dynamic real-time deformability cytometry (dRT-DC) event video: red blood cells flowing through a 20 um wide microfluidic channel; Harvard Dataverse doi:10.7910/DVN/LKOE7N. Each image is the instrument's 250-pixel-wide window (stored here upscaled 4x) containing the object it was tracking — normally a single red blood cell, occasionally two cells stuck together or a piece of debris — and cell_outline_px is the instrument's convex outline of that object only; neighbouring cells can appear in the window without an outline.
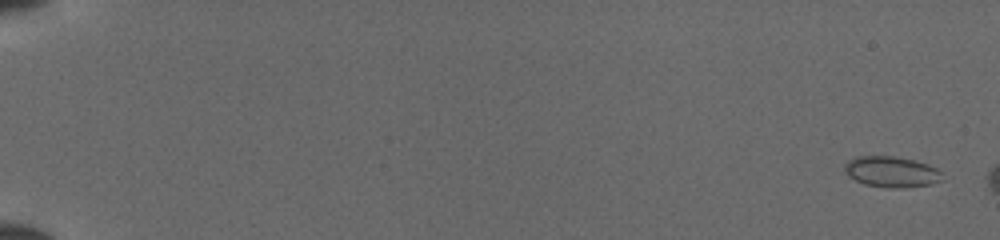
{"species": "common noctule bat (a hibernating species)", "species_latin": "Nyctalus noctula", "temperature_condition": "cold", "stored_images_in_passage": 49, "camera_frame_rate_fps": 3000, "um_per_image_px": 0.085, "animal": {"sex": "female", "body_mass_g": 19.5, "forearm_length_mm": 54.1}, "frame": {"image": 1, "passage_image": 2, "time_ms": 0.333, "image_size_px": [1000, 240], "cell_outline_px": [[944, 180], [932, 184], [864, 184], [848, 176], [844, 168], [844, 164], [848, 160], [856, 156], [896, 156], [916, 160], [928, 164], [936, 168], [940, 172]], "centroid_in_image_um": [75.75, 14.52], "position_along_channel_um": 9.2, "area_um2": 16.59}}
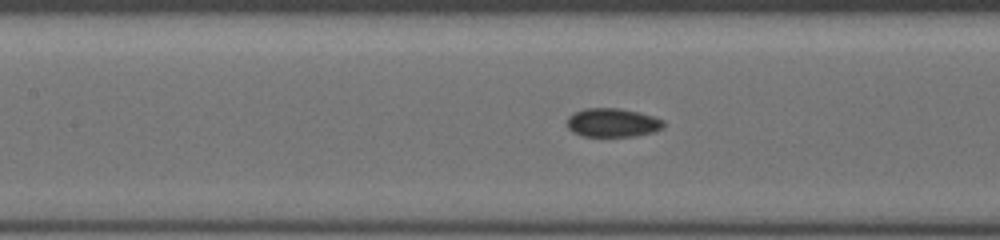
{"frame": {"image": 2, "passage_image": 26, "time_ms": 8.333, "image_size_px": [1000, 240], "cell_outline_px": [[664, 124], [660, 128], [652, 132], [636, 136], [584, 136], [572, 132], [568, 128], [568, 116], [572, 112], [584, 108], [620, 108], [640, 112], [664, 120]], "centroid_in_image_um": [52.03, 10.41], "position_along_channel_um": 155.4, "area_um2": 16.18}}
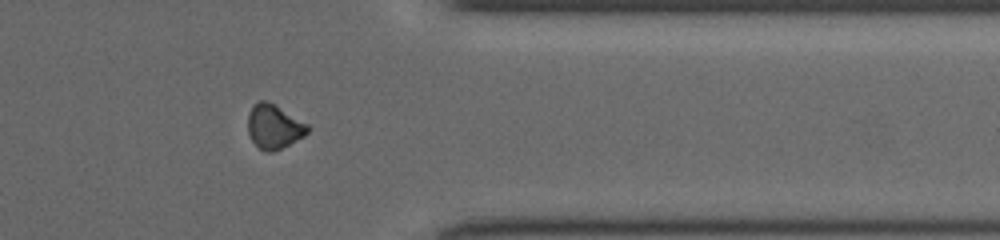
{"frame": {"image": 3, "passage_image": 43, "time_ms": 14.0, "image_size_px": [1000, 240], "cell_outline_px": [[308, 132], [304, 136], [272, 152], [268, 152], [260, 148], [252, 140], [248, 132], [248, 112], [252, 104], [260, 100], [268, 100], [276, 104], [308, 124]], "centroid_in_image_um": [23.27, 10.71], "position_along_channel_um": 388.1, "area_um2": 15.43}}